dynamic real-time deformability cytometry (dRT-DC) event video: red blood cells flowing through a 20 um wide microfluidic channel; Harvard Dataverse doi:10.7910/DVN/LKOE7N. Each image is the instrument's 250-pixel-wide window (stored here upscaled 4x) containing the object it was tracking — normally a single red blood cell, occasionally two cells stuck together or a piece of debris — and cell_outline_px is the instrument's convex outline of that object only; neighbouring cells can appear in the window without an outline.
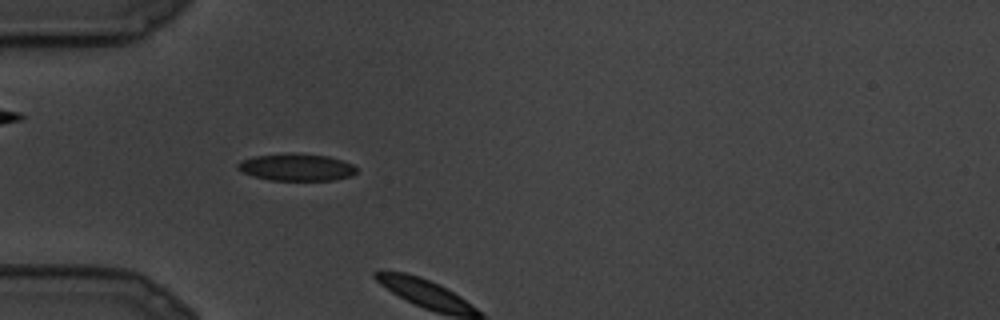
{"species": "common noctule bat (a hibernating species)", "species_latin": "Nyctalus noctula", "temperature_condition": "cold", "stored_images_in_passage": 9, "camera_frame_rate_fps": 3000, "um_per_image_px": 0.085, "animal": {"sex": "male", "body_mass_g": 19.5, "forearm_length_mm": 54.6}, "frame": {"image": 1, "passage_image": 8, "time_ms": 2.333, "image_size_px": [1000, 320], "cell_outline_px": [[360, 168], [352, 176], [336, 180], [272, 180], [252, 176], [236, 168], [236, 164], [240, 160], [252, 156], [292, 152], [296, 152], [328, 156], [344, 160]], "centroid_in_image_um": [25.22, 14.2], "position_along_channel_um": 59.8, "area_um2": 19.25}}